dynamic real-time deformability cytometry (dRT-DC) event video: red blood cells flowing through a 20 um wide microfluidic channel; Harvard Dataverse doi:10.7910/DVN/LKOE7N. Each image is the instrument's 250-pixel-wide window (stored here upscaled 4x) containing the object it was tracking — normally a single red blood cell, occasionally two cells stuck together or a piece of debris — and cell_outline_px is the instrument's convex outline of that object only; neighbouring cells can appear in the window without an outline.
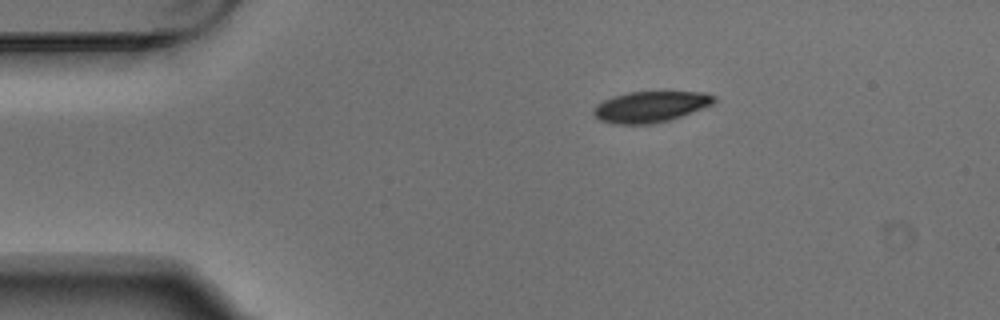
{"species": "Egyptian fruit bat (a non-hibernating species)", "species_latin": "Rousettus aegyptiacus", "temperature_condition": "warm", "stored_images_in_passage": 3, "camera_frame_rate_fps": 3000, "um_per_image_px": 0.085, "animal": {"sex": "male"}, "frame": {"image": 1, "passage_image": 1, "time_ms": 0.0, "image_size_px": [1000, 320], "cell_outline_px": [[716, 100], [712, 104], [680, 116], [668, 120], [652, 124], [616, 124], [600, 120], [592, 112], [592, 108], [596, 104], [612, 96], [628, 92], [704, 92], [716, 96]], "centroid_in_image_um": [55.25, 9.06], "position_along_channel_um": 29.7, "area_um2": 21.62}}
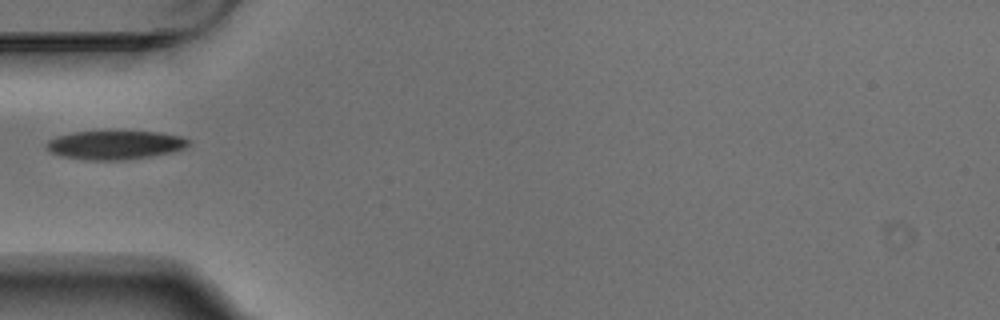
{"frame": {"image": 2, "passage_image": 3, "time_ms": 0.667, "image_size_px": [1000, 320], "cell_outline_px": [[188, 144], [184, 148], [176, 152], [152, 156], [124, 160], [88, 160], [60, 156], [44, 148], [44, 144], [48, 140], [56, 136], [72, 132], [160, 132], [180, 136], [188, 140]], "centroid_in_image_um": [9.74, 12.33], "position_along_channel_um": 75.3, "area_um2": 23.87}}